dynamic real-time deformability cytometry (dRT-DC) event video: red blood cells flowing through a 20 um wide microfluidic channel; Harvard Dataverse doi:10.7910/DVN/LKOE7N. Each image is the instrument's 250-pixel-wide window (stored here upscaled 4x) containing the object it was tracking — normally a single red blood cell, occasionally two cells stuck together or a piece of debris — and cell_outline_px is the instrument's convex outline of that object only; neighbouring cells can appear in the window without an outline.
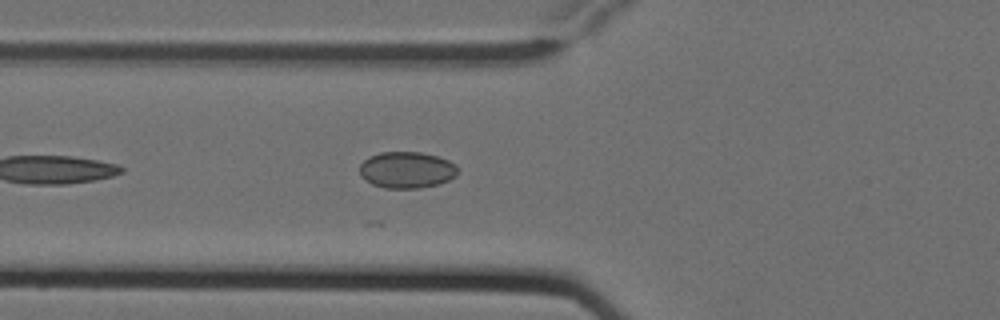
{"species": "Egyptian fruit bat (a non-hibernating species)", "species_latin": "Rousettus aegyptiacus", "temperature_condition": "cold", "stored_images_in_passage": 4, "camera_frame_rate_fps": 3000, "um_per_image_px": 0.085, "animal": {"sex": "female"}, "frame": {"image": 1, "passage_image": 4, "time_ms": 1.0, "image_size_px": [1000, 320], "cell_outline_px": [[460, 172], [456, 176], [448, 180], [436, 184], [420, 188], [384, 188], [372, 184], [360, 176], [360, 164], [368, 156], [380, 152], [420, 152], [436, 156], [448, 160], [456, 164], [460, 168]], "centroid_in_image_um": [34.58, 14.44], "position_along_channel_um": 91.2, "area_um2": 21.04}}